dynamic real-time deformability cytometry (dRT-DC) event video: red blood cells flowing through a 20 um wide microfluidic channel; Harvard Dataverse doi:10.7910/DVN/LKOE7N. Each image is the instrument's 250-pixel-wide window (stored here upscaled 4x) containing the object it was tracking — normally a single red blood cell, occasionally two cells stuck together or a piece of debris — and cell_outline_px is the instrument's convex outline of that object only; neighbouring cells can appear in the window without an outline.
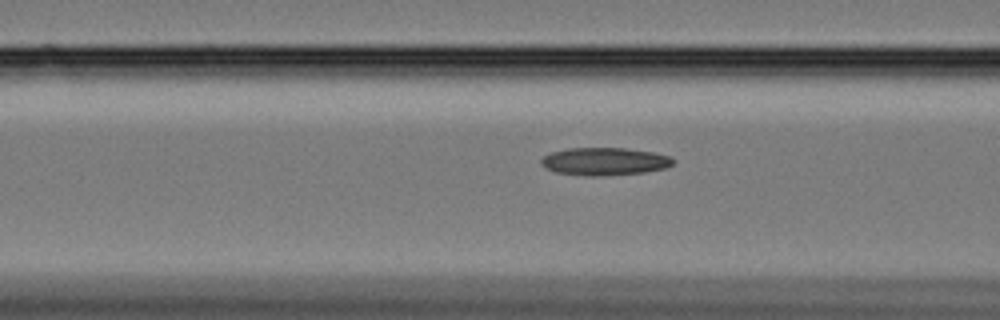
{"species": "Egyptian fruit bat (a non-hibernating species)", "species_latin": "Rousettus aegyptiacus", "temperature_condition": "cold", "stored_images_in_passage": 7, "camera_frame_rate_fps": 3000, "um_per_image_px": 0.085, "animal": {"sex": "female"}, "frame": {"image": 1, "passage_image": 5, "time_ms": 1.333, "image_size_px": [1000, 320], "cell_outline_px": [[676, 160], [672, 164], [664, 168], [644, 172], [600, 176], [592, 176], [556, 172], [540, 164], [540, 160], [544, 156], [552, 152], [568, 148], [624, 148], [652, 152], [668, 156]], "centroid_in_image_um": [51.38, 13.71], "position_along_channel_um": 115.2, "area_um2": 21.04}}